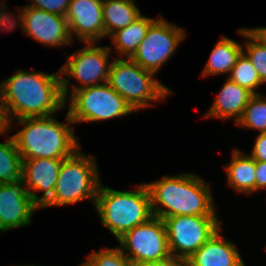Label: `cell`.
I'll list each match as a JSON object with an SVG mask.
<instances>
[{
	"mask_svg": "<svg viewBox=\"0 0 266 266\" xmlns=\"http://www.w3.org/2000/svg\"><path fill=\"white\" fill-rule=\"evenodd\" d=\"M58 73L20 70L0 83V99L5 106L10 125L11 116L15 120L47 117L65 107L70 80L60 78L62 75L60 71Z\"/></svg>",
	"mask_w": 266,
	"mask_h": 266,
	"instance_id": "obj_1",
	"label": "cell"
},
{
	"mask_svg": "<svg viewBox=\"0 0 266 266\" xmlns=\"http://www.w3.org/2000/svg\"><path fill=\"white\" fill-rule=\"evenodd\" d=\"M145 184L150 193L155 217L164 219L178 215L216 216L210 186L196 175L165 176ZM157 204L166 209L156 206Z\"/></svg>",
	"mask_w": 266,
	"mask_h": 266,
	"instance_id": "obj_2",
	"label": "cell"
},
{
	"mask_svg": "<svg viewBox=\"0 0 266 266\" xmlns=\"http://www.w3.org/2000/svg\"><path fill=\"white\" fill-rule=\"evenodd\" d=\"M65 120L68 124L58 122L52 115L18 119L24 128L12 137L21 158L65 159L73 155L80 147L70 127L73 121L69 113Z\"/></svg>",
	"mask_w": 266,
	"mask_h": 266,
	"instance_id": "obj_3",
	"label": "cell"
},
{
	"mask_svg": "<svg viewBox=\"0 0 266 266\" xmlns=\"http://www.w3.org/2000/svg\"><path fill=\"white\" fill-rule=\"evenodd\" d=\"M101 223L117 238L154 217L146 184L135 191H118L99 185L94 204Z\"/></svg>",
	"mask_w": 266,
	"mask_h": 266,
	"instance_id": "obj_4",
	"label": "cell"
},
{
	"mask_svg": "<svg viewBox=\"0 0 266 266\" xmlns=\"http://www.w3.org/2000/svg\"><path fill=\"white\" fill-rule=\"evenodd\" d=\"M95 157L86 156L78 150L63 159L52 197L42 206L74 204L84 199L97 197L100 185Z\"/></svg>",
	"mask_w": 266,
	"mask_h": 266,
	"instance_id": "obj_5",
	"label": "cell"
},
{
	"mask_svg": "<svg viewBox=\"0 0 266 266\" xmlns=\"http://www.w3.org/2000/svg\"><path fill=\"white\" fill-rule=\"evenodd\" d=\"M155 73L143 69L130 58H116L111 62L107 83L132 107L136 113L169 95L170 89L154 80Z\"/></svg>",
	"mask_w": 266,
	"mask_h": 266,
	"instance_id": "obj_6",
	"label": "cell"
},
{
	"mask_svg": "<svg viewBox=\"0 0 266 266\" xmlns=\"http://www.w3.org/2000/svg\"><path fill=\"white\" fill-rule=\"evenodd\" d=\"M134 110L108 83L71 93L69 116L73 124L112 119Z\"/></svg>",
	"mask_w": 266,
	"mask_h": 266,
	"instance_id": "obj_7",
	"label": "cell"
},
{
	"mask_svg": "<svg viewBox=\"0 0 266 266\" xmlns=\"http://www.w3.org/2000/svg\"><path fill=\"white\" fill-rule=\"evenodd\" d=\"M163 220L171 256L182 264L221 229L217 216L178 215Z\"/></svg>",
	"mask_w": 266,
	"mask_h": 266,
	"instance_id": "obj_8",
	"label": "cell"
},
{
	"mask_svg": "<svg viewBox=\"0 0 266 266\" xmlns=\"http://www.w3.org/2000/svg\"><path fill=\"white\" fill-rule=\"evenodd\" d=\"M120 249L133 261H175L170 253L164 220L152 217L119 239Z\"/></svg>",
	"mask_w": 266,
	"mask_h": 266,
	"instance_id": "obj_9",
	"label": "cell"
},
{
	"mask_svg": "<svg viewBox=\"0 0 266 266\" xmlns=\"http://www.w3.org/2000/svg\"><path fill=\"white\" fill-rule=\"evenodd\" d=\"M160 16L159 14V18L150 25L146 36L130 57L143 69L155 74L173 55L181 40L185 38L183 28L168 23Z\"/></svg>",
	"mask_w": 266,
	"mask_h": 266,
	"instance_id": "obj_10",
	"label": "cell"
},
{
	"mask_svg": "<svg viewBox=\"0 0 266 266\" xmlns=\"http://www.w3.org/2000/svg\"><path fill=\"white\" fill-rule=\"evenodd\" d=\"M93 42L86 43L87 47L72 54L66 64L60 69L61 75L67 74L75 78L82 86L75 85L72 93L78 89L107 83L111 63L108 61L111 47L94 46Z\"/></svg>",
	"mask_w": 266,
	"mask_h": 266,
	"instance_id": "obj_11",
	"label": "cell"
},
{
	"mask_svg": "<svg viewBox=\"0 0 266 266\" xmlns=\"http://www.w3.org/2000/svg\"><path fill=\"white\" fill-rule=\"evenodd\" d=\"M19 9L18 21L24 33L38 42L52 47L72 43L65 17L31 6Z\"/></svg>",
	"mask_w": 266,
	"mask_h": 266,
	"instance_id": "obj_12",
	"label": "cell"
},
{
	"mask_svg": "<svg viewBox=\"0 0 266 266\" xmlns=\"http://www.w3.org/2000/svg\"><path fill=\"white\" fill-rule=\"evenodd\" d=\"M39 207L22 182L0 184V231L6 232L31 223L33 211Z\"/></svg>",
	"mask_w": 266,
	"mask_h": 266,
	"instance_id": "obj_13",
	"label": "cell"
},
{
	"mask_svg": "<svg viewBox=\"0 0 266 266\" xmlns=\"http://www.w3.org/2000/svg\"><path fill=\"white\" fill-rule=\"evenodd\" d=\"M102 2L103 0H71L65 18L72 40L73 33L84 43L99 42L100 38L105 37Z\"/></svg>",
	"mask_w": 266,
	"mask_h": 266,
	"instance_id": "obj_14",
	"label": "cell"
},
{
	"mask_svg": "<svg viewBox=\"0 0 266 266\" xmlns=\"http://www.w3.org/2000/svg\"><path fill=\"white\" fill-rule=\"evenodd\" d=\"M62 161L50 158L22 159L21 182L26 185V191L39 208L53 195ZM36 191H43L44 194L39 197Z\"/></svg>",
	"mask_w": 266,
	"mask_h": 266,
	"instance_id": "obj_15",
	"label": "cell"
},
{
	"mask_svg": "<svg viewBox=\"0 0 266 266\" xmlns=\"http://www.w3.org/2000/svg\"><path fill=\"white\" fill-rule=\"evenodd\" d=\"M220 229L188 260L185 266H245L237 247L222 238Z\"/></svg>",
	"mask_w": 266,
	"mask_h": 266,
	"instance_id": "obj_16",
	"label": "cell"
},
{
	"mask_svg": "<svg viewBox=\"0 0 266 266\" xmlns=\"http://www.w3.org/2000/svg\"><path fill=\"white\" fill-rule=\"evenodd\" d=\"M252 95L250 91L228 78L205 117L227 119L234 116L237 123Z\"/></svg>",
	"mask_w": 266,
	"mask_h": 266,
	"instance_id": "obj_17",
	"label": "cell"
},
{
	"mask_svg": "<svg viewBox=\"0 0 266 266\" xmlns=\"http://www.w3.org/2000/svg\"><path fill=\"white\" fill-rule=\"evenodd\" d=\"M228 185L237 192H256L255 160L250 155H244L237 149L233 151V157L228 166Z\"/></svg>",
	"mask_w": 266,
	"mask_h": 266,
	"instance_id": "obj_18",
	"label": "cell"
},
{
	"mask_svg": "<svg viewBox=\"0 0 266 266\" xmlns=\"http://www.w3.org/2000/svg\"><path fill=\"white\" fill-rule=\"evenodd\" d=\"M102 9L105 37L111 36L141 16L133 0H103Z\"/></svg>",
	"mask_w": 266,
	"mask_h": 266,
	"instance_id": "obj_19",
	"label": "cell"
},
{
	"mask_svg": "<svg viewBox=\"0 0 266 266\" xmlns=\"http://www.w3.org/2000/svg\"><path fill=\"white\" fill-rule=\"evenodd\" d=\"M243 46L227 37H222L213 48L202 76L209 74L231 73Z\"/></svg>",
	"mask_w": 266,
	"mask_h": 266,
	"instance_id": "obj_20",
	"label": "cell"
},
{
	"mask_svg": "<svg viewBox=\"0 0 266 266\" xmlns=\"http://www.w3.org/2000/svg\"><path fill=\"white\" fill-rule=\"evenodd\" d=\"M154 21L155 19H150L141 15L133 23L114 32L110 38L115 44L117 53L120 54L121 57L126 56L130 58L146 36L150 25Z\"/></svg>",
	"mask_w": 266,
	"mask_h": 266,
	"instance_id": "obj_21",
	"label": "cell"
},
{
	"mask_svg": "<svg viewBox=\"0 0 266 266\" xmlns=\"http://www.w3.org/2000/svg\"><path fill=\"white\" fill-rule=\"evenodd\" d=\"M22 158L10 136L0 143V184L21 181Z\"/></svg>",
	"mask_w": 266,
	"mask_h": 266,
	"instance_id": "obj_22",
	"label": "cell"
},
{
	"mask_svg": "<svg viewBox=\"0 0 266 266\" xmlns=\"http://www.w3.org/2000/svg\"><path fill=\"white\" fill-rule=\"evenodd\" d=\"M238 32L250 40L243 53L259 74L262 83H266V42L254 29L241 28Z\"/></svg>",
	"mask_w": 266,
	"mask_h": 266,
	"instance_id": "obj_23",
	"label": "cell"
},
{
	"mask_svg": "<svg viewBox=\"0 0 266 266\" xmlns=\"http://www.w3.org/2000/svg\"><path fill=\"white\" fill-rule=\"evenodd\" d=\"M241 127L258 130L260 133L266 132V99L258 94H253L246 105L243 115L236 123Z\"/></svg>",
	"mask_w": 266,
	"mask_h": 266,
	"instance_id": "obj_24",
	"label": "cell"
},
{
	"mask_svg": "<svg viewBox=\"0 0 266 266\" xmlns=\"http://www.w3.org/2000/svg\"><path fill=\"white\" fill-rule=\"evenodd\" d=\"M228 78L239 86L247 89L252 94H258L257 91L254 90L259 87V85L263 84L259 74L243 52L238 57Z\"/></svg>",
	"mask_w": 266,
	"mask_h": 266,
	"instance_id": "obj_25",
	"label": "cell"
},
{
	"mask_svg": "<svg viewBox=\"0 0 266 266\" xmlns=\"http://www.w3.org/2000/svg\"><path fill=\"white\" fill-rule=\"evenodd\" d=\"M90 266H132V261L120 248L106 249L87 256Z\"/></svg>",
	"mask_w": 266,
	"mask_h": 266,
	"instance_id": "obj_26",
	"label": "cell"
},
{
	"mask_svg": "<svg viewBox=\"0 0 266 266\" xmlns=\"http://www.w3.org/2000/svg\"><path fill=\"white\" fill-rule=\"evenodd\" d=\"M31 7L42 9L43 11L55 13L65 17L71 0H30Z\"/></svg>",
	"mask_w": 266,
	"mask_h": 266,
	"instance_id": "obj_27",
	"label": "cell"
},
{
	"mask_svg": "<svg viewBox=\"0 0 266 266\" xmlns=\"http://www.w3.org/2000/svg\"><path fill=\"white\" fill-rule=\"evenodd\" d=\"M251 157L254 160L266 162V132L258 134Z\"/></svg>",
	"mask_w": 266,
	"mask_h": 266,
	"instance_id": "obj_28",
	"label": "cell"
},
{
	"mask_svg": "<svg viewBox=\"0 0 266 266\" xmlns=\"http://www.w3.org/2000/svg\"><path fill=\"white\" fill-rule=\"evenodd\" d=\"M256 191L266 188V162L255 160Z\"/></svg>",
	"mask_w": 266,
	"mask_h": 266,
	"instance_id": "obj_29",
	"label": "cell"
},
{
	"mask_svg": "<svg viewBox=\"0 0 266 266\" xmlns=\"http://www.w3.org/2000/svg\"><path fill=\"white\" fill-rule=\"evenodd\" d=\"M1 3L2 2H0V5L2 6V8L0 9V28L3 26L4 29H6V30L8 29L7 31H9V29L13 30L14 27H16V20L13 21L12 20L13 18L7 14L5 2H3V4H1ZM3 6H5V7H3ZM3 9L6 11H4Z\"/></svg>",
	"mask_w": 266,
	"mask_h": 266,
	"instance_id": "obj_30",
	"label": "cell"
},
{
	"mask_svg": "<svg viewBox=\"0 0 266 266\" xmlns=\"http://www.w3.org/2000/svg\"><path fill=\"white\" fill-rule=\"evenodd\" d=\"M178 261H133L132 266H181Z\"/></svg>",
	"mask_w": 266,
	"mask_h": 266,
	"instance_id": "obj_31",
	"label": "cell"
},
{
	"mask_svg": "<svg viewBox=\"0 0 266 266\" xmlns=\"http://www.w3.org/2000/svg\"><path fill=\"white\" fill-rule=\"evenodd\" d=\"M10 128V121L8 119L5 106L0 99V134H5Z\"/></svg>",
	"mask_w": 266,
	"mask_h": 266,
	"instance_id": "obj_32",
	"label": "cell"
},
{
	"mask_svg": "<svg viewBox=\"0 0 266 266\" xmlns=\"http://www.w3.org/2000/svg\"><path fill=\"white\" fill-rule=\"evenodd\" d=\"M254 30L264 39L266 42V27L254 28Z\"/></svg>",
	"mask_w": 266,
	"mask_h": 266,
	"instance_id": "obj_33",
	"label": "cell"
},
{
	"mask_svg": "<svg viewBox=\"0 0 266 266\" xmlns=\"http://www.w3.org/2000/svg\"><path fill=\"white\" fill-rule=\"evenodd\" d=\"M81 266H90V264L87 261H85L84 263L81 264Z\"/></svg>",
	"mask_w": 266,
	"mask_h": 266,
	"instance_id": "obj_34",
	"label": "cell"
}]
</instances>
